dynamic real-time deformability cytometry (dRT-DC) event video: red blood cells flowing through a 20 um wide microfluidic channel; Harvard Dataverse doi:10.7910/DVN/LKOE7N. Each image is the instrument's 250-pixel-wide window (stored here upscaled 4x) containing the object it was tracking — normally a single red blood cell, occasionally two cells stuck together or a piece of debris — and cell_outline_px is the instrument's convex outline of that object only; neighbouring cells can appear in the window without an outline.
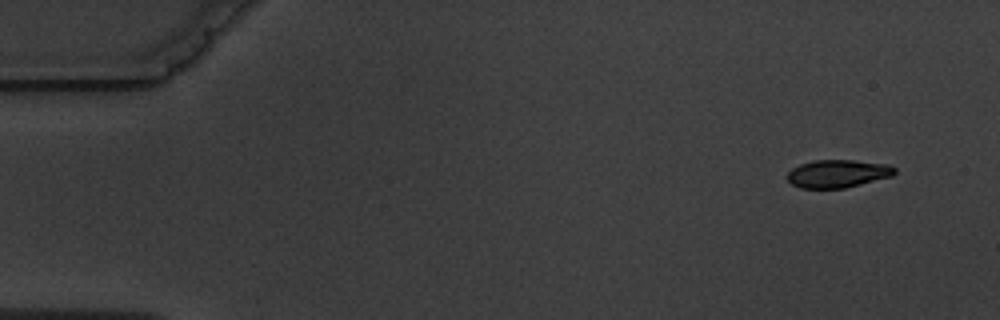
{"species": "common noctule bat (a hibernating species)", "species_latin": "Nyctalus noctula", "temperature_condition": "warm", "stored_images_in_passage": 4, "camera_frame_rate_fps": 3000, "um_per_image_px": 0.085, "animal": {"sex": "male", "body_mass_g": 19.5, "forearm_length_mm": 54.6}, "frame": {"image": 1, "passage_image": 1, "time_ms": 0.0, "image_size_px": [1000, 320], "cell_outline_px": [[896, 172], [892, 176], [844, 188], [800, 188], [792, 184], [784, 176], [792, 168], [800, 164], [812, 160], [852, 160], [888, 164], [896, 168]], "centroid_in_image_um": [71.18, 14.75], "position_along_channel_um": 13.8, "area_um2": 17.51}}
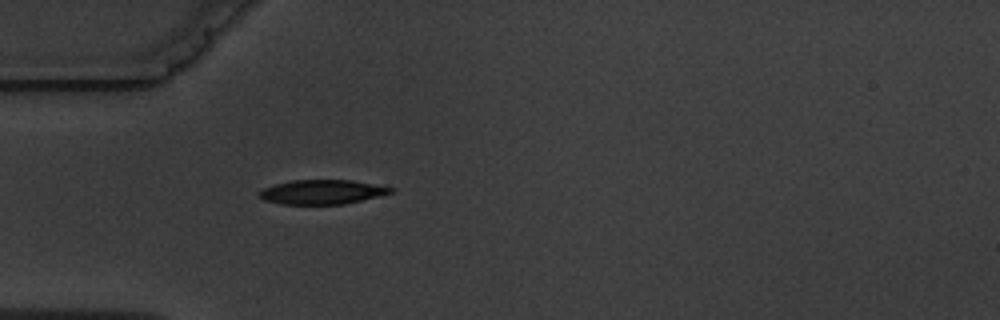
{"frame": {"image": 2, "passage_image": 4, "time_ms": 4.333, "image_size_px": [1000, 320], "cell_outline_px": [[392, 192], [344, 204], [280, 204], [264, 200], [260, 196], [260, 192], [264, 188], [276, 184], [292, 180], [352, 180], [392, 188]], "centroid_in_image_um": [27.33, 16.32], "position_along_channel_um": 57.7, "area_um2": 18.21}}